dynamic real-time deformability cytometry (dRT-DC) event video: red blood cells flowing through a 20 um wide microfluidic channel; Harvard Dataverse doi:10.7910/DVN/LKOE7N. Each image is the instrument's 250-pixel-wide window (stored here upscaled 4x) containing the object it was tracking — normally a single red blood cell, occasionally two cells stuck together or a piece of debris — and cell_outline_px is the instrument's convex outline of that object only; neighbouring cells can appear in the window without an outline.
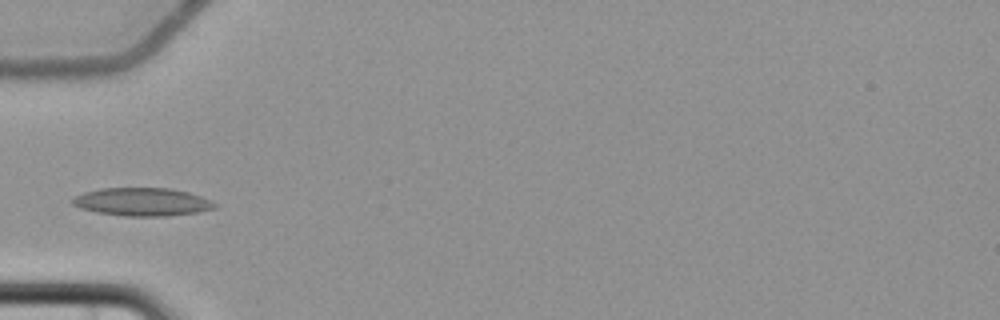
{"species": "common noctule bat (a hibernating species)", "species_latin": "Nyctalus noctula", "temperature_condition": "cold", "stored_images_in_passage": 5, "camera_frame_rate_fps": 3000, "um_per_image_px": 0.085, "animal": {"sex": "female", "body_mass_g": 22.7, "forearm_length_mm": 54.2}, "frame": {"image": 1, "passage_image": 4, "time_ms": 3.667, "image_size_px": [1000, 320], "cell_outline_px": [[220, 204], [216, 208], [200, 212], [168, 216], [124, 216], [96, 212], [80, 208], [72, 204], [68, 200], [84, 192], [100, 188], [168, 188], [188, 192], [212, 200]], "centroid_in_image_um": [12.11, 17.16], "position_along_channel_um": 72.9, "area_um2": 23.58}}
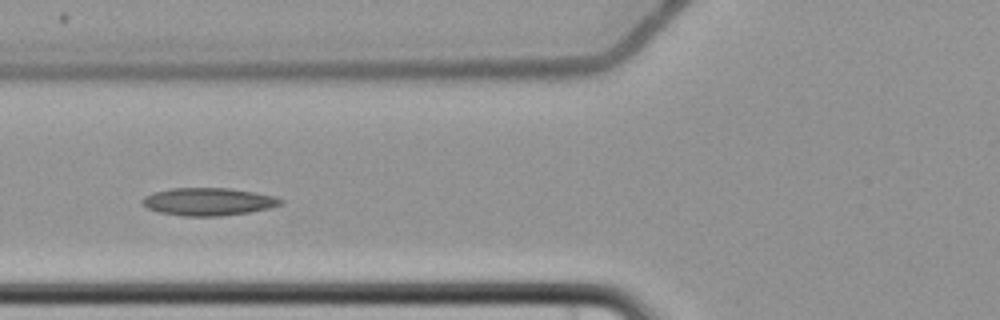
{"frame": {"image": 2, "passage_image": 5, "time_ms": 4.667, "image_size_px": [1000, 320], "cell_outline_px": [[284, 204], [268, 208], [248, 212], [220, 216], [184, 216], [160, 212], [148, 208], [140, 204], [140, 200], [144, 196], [152, 192], [172, 188], [228, 188], [256, 192], [276, 196], [284, 200]], "centroid_in_image_um": [17.7, 17.13], "position_along_channel_um": 108.1, "area_um2": 22.48}}